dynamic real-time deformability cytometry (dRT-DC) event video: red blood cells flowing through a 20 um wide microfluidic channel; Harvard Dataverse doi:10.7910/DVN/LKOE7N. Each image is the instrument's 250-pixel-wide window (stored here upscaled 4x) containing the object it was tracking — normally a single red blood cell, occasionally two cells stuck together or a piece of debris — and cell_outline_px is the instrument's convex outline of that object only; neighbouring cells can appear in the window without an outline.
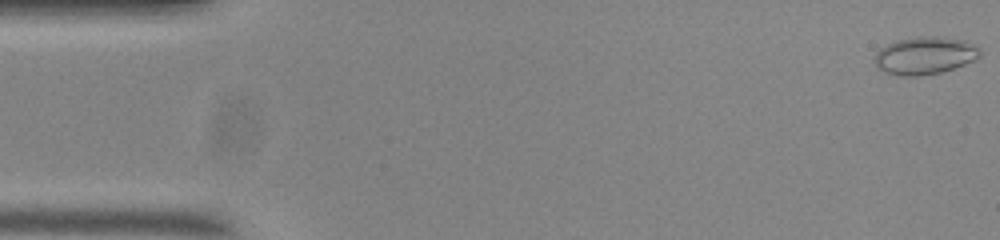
{"species": "common noctule bat (a hibernating species)", "species_latin": "Nyctalus noctula", "temperature_condition": "room temperature", "stored_images_in_passage": 55, "camera_frame_rate_fps": 3000, "um_per_image_px": 0.085, "animal": {"sex": "male", "body_mass_g": 20.0, "forearm_length_mm": 53.3}, "frame": {"image": 1, "passage_image": 1, "time_ms": 0.0, "image_size_px": [1000, 240], "cell_outline_px": [[980, 56], [976, 60], [940, 72], [920, 76], [896, 76], [884, 72], [876, 68], [872, 60], [876, 52], [880, 48], [896, 40], [916, 36], [936, 36], [964, 40], [980, 48]], "centroid_in_image_um": [78.55, 4.73], "position_along_channel_um": 6.4, "area_um2": 23.41}}
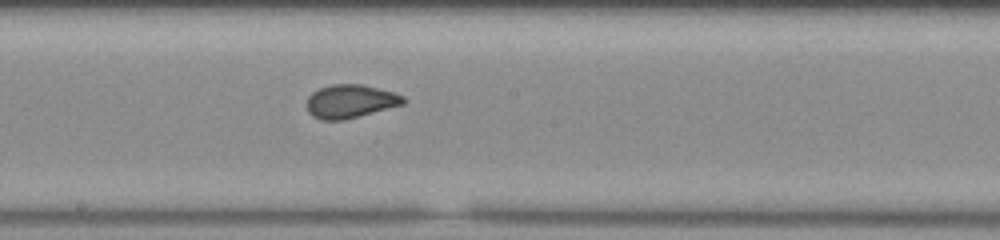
{"frame": {"image": 2, "passage_image": 29, "time_ms": 9.333, "image_size_px": [1000, 240], "cell_outline_px": [[404, 104], [344, 120], [320, 120], [312, 116], [308, 112], [308, 96], [312, 92], [320, 88], [332, 84], [360, 84], [392, 92], [404, 96]], "centroid_in_image_um": [29.75, 8.62], "position_along_channel_um": 218.4, "area_um2": 18.61}}
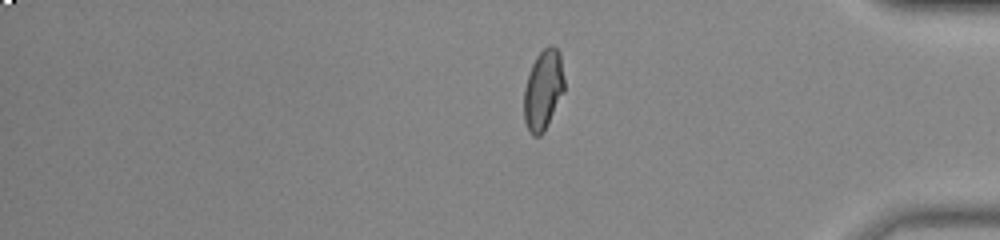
{"frame": {"image": 3, "passage_image": 45, "time_ms": 14.667, "image_size_px": [1000, 240], "cell_outline_px": [[564, 92], [544, 132], [540, 136], [532, 136], [524, 120], [524, 88], [532, 64], [536, 56], [548, 44], [552, 44], [560, 52], [564, 80]], "centroid_in_image_um": [46.18, 7.63], "position_along_channel_um": 389.0, "area_um2": 18.9}, "authors_computed_cell_mechanics": {"area_um2": 19.074, "velocity_mm_per_s": 3.702, "shape_relaxation_time_tau1_ms": 7.6219, "shape_relaxation_time_tau2_ms": null, "deformation_change_tau1": 0.1641, "deformation_change_tau2": null}}